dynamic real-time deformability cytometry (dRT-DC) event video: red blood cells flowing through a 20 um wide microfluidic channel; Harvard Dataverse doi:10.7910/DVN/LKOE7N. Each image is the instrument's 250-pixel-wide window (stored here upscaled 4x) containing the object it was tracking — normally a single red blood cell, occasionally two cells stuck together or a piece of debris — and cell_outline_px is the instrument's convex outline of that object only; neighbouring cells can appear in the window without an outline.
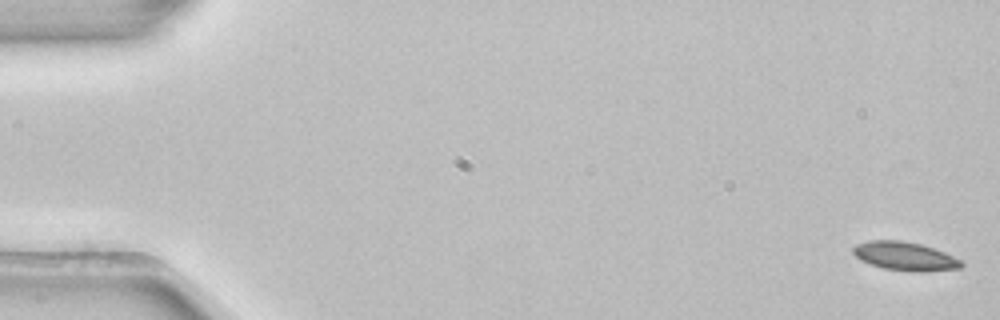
{"species": "common noctule bat (a hibernating species)", "species_latin": "Nyctalus noctula", "temperature_condition": "room temperature", "stored_images_in_passage": 5, "camera_frame_rate_fps": 3000, "um_per_image_px": 0.085, "animal": {"sex": "female", "body_mass_g": 22.7, "forearm_length_mm": 54.2}, "frame": {"image": 1, "passage_image": 1, "time_ms": 0.0, "image_size_px": [1000, 320], "cell_outline_px": [[964, 264], [960, 268], [924, 272], [920, 272], [884, 268], [860, 260], [852, 252], [852, 248], [856, 244], [868, 240], [900, 240], [920, 244], [944, 252], [960, 260]], "centroid_in_image_um": [76.9, 21.77], "position_along_channel_um": 8.1, "area_um2": 17.86}}
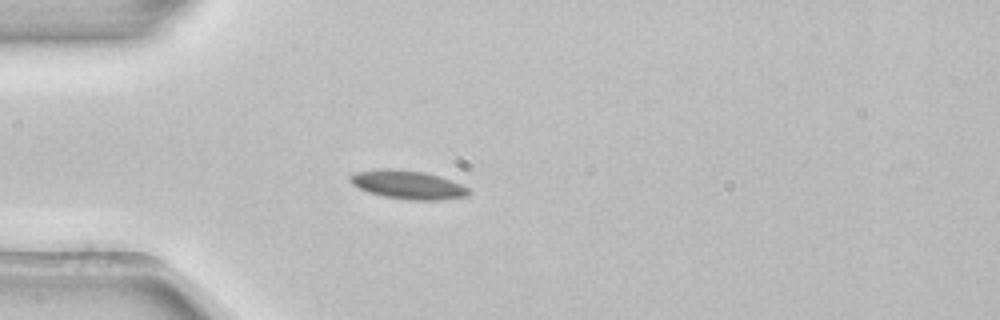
{"frame": {"image": 2, "passage_image": 5, "time_ms": 1.333, "image_size_px": [1000, 320], "cell_outline_px": [[472, 192], [468, 196], [440, 200], [412, 200], [384, 196], [368, 192], [352, 184], [348, 180], [348, 176], [352, 172], [380, 168], [392, 168], [424, 172], [440, 176], [452, 180], [468, 188]], "centroid_in_image_um": [34.65, 15.69], "position_along_channel_um": 50.4, "area_um2": 20.0}}